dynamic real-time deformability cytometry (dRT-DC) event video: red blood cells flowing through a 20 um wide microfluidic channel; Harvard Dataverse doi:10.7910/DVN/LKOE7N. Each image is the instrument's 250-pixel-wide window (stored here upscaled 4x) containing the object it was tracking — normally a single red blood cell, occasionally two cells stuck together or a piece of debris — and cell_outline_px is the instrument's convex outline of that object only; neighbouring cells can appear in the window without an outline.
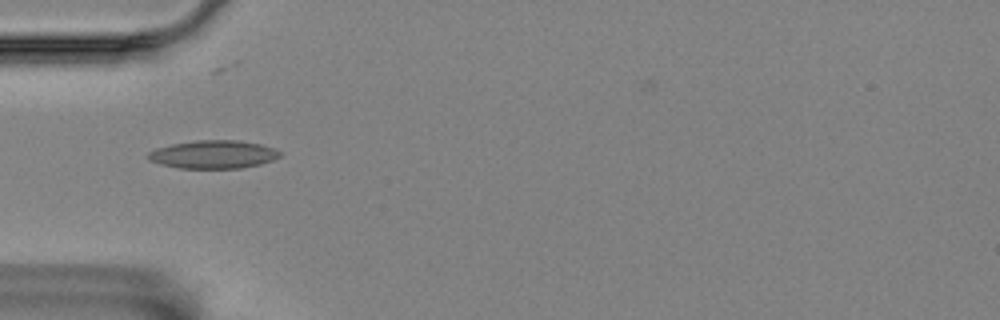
{"species": "Egyptian fruit bat (a non-hibernating species)", "species_latin": "Rousettus aegyptiacus", "temperature_condition": "room temperature", "stored_images_in_passage": 40, "camera_frame_rate_fps": 3000, "um_per_image_px": 0.085, "animal": {"sex": "female"}, "frame": {"image": 1, "passage_image": 1, "time_ms": 0.0, "image_size_px": [1000, 320], "cell_outline_px": [[280, 156], [272, 160], [260, 164], [240, 168], [180, 168], [160, 164], [148, 160], [144, 156], [148, 152], [156, 148], [172, 144], [196, 140], [236, 140], [260, 144], [276, 148], [280, 152]], "centroid_in_image_um": [18.1, 13.12], "position_along_channel_um": 66.9, "area_um2": 21.68}}
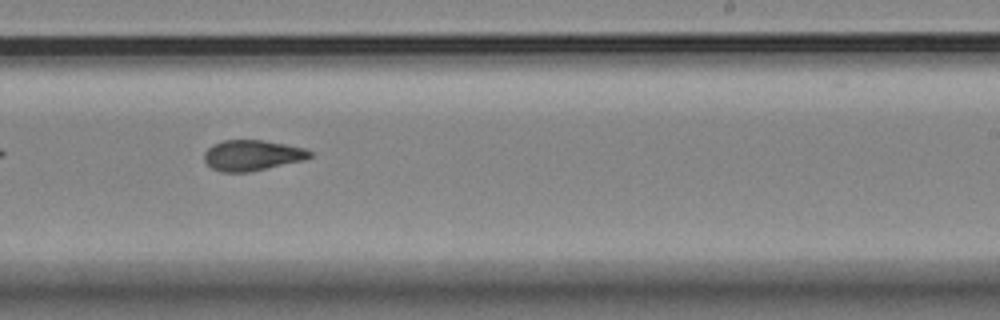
{"frame": {"image": 2, "passage_image": 18, "time_ms": 5.667, "image_size_px": [1000, 320], "cell_outline_px": [[312, 156], [304, 160], [248, 172], [224, 172], [212, 168], [204, 160], [204, 152], [212, 144], [220, 140], [264, 140], [304, 148], [312, 152]], "centroid_in_image_um": [21.41, 13.19], "position_along_channel_um": 267.6, "area_um2": 18.79}}
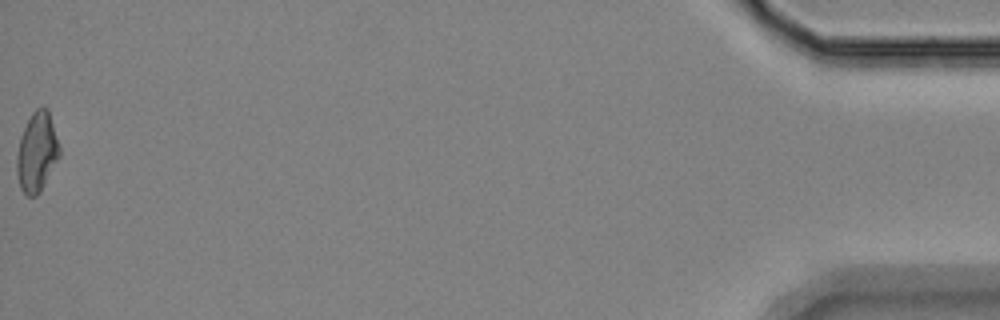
{"frame": {"image": 3, "passage_image": 40, "time_ms": 13.0, "image_size_px": [1000, 320], "cell_outline_px": [[60, 156], [40, 192], [36, 196], [28, 196], [20, 188], [16, 172], [16, 156], [20, 136], [32, 112], [36, 108], [48, 108], [60, 148]], "centroid_in_image_um": [3.13, 12.94], "position_along_channel_um": 432.1, "area_um2": 19.77}, "authors_computed_cell_mechanics": {"area_um2": 19.0162, "velocity_mm_per_s": 3.5309, "shape_relaxation_time_tau1_ms": null, "shape_relaxation_time_tau2_ms": 3.0931, "deformation_change_tau1": null, "deformation_change_tau2": 0.0981}}